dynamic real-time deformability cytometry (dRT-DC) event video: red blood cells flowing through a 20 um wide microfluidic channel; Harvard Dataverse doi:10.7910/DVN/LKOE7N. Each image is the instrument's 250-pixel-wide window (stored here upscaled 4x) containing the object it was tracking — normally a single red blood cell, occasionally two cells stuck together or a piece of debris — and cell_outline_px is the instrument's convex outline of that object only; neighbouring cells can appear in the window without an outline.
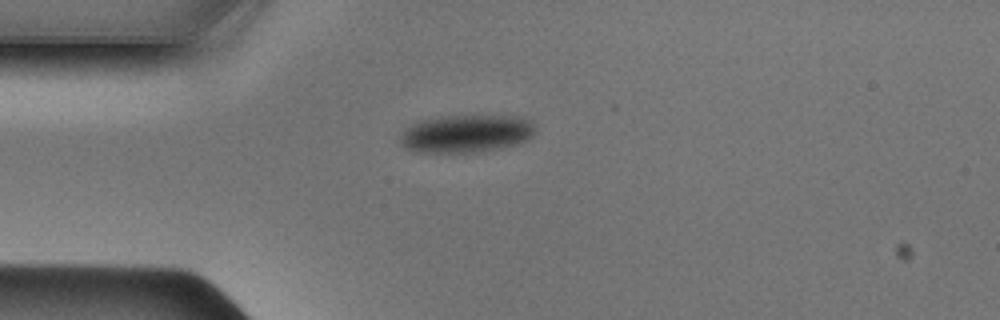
{"species": "Egyptian fruit bat (a non-hibernating species)", "species_latin": "Rousettus aegyptiacus", "temperature_condition": "cold", "stored_images_in_passage": 37, "camera_frame_rate_fps": 3000, "um_per_image_px": 0.085, "animal": {"sex": "male"}, "frame": {"image": 1, "passage_image": 1, "time_ms": 0.0, "image_size_px": [1000, 320], "cell_outline_px": [[536, 132], [528, 140], [520, 144], [480, 152], [416, 152], [404, 148], [400, 144], [400, 136], [412, 124], [420, 120], [440, 116], [520, 116], [536, 124]], "centroid_in_image_um": [39.67, 11.36], "position_along_channel_um": 45.3, "area_um2": 30.06}}
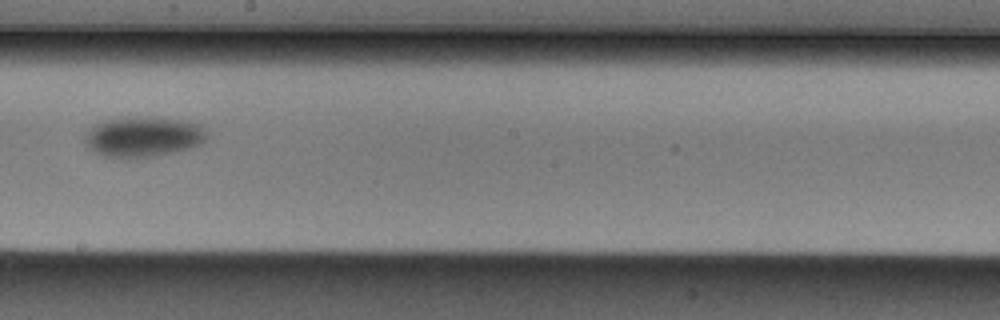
{"frame": {"image": 2, "passage_image": 16, "time_ms": 5.0, "image_size_px": [1000, 320], "cell_outline_px": [[208, 140], [192, 148], [156, 156], [128, 160], [104, 156], [88, 148], [84, 144], [84, 136], [96, 124], [104, 120], [128, 116], [148, 116], [184, 120], [200, 124], [204, 128], [208, 136]], "centroid_in_image_um": [12.19, 11.63], "position_along_channel_um": 236.0, "area_um2": 29.54}}
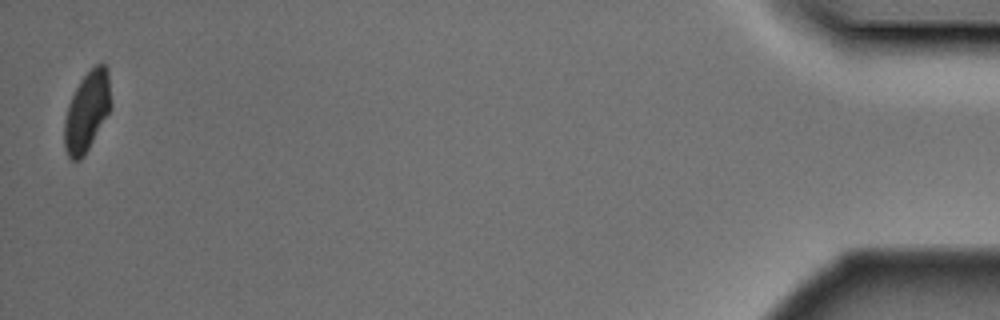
{"frame": {"image": 3, "passage_image": 37, "time_ms": 12.0, "image_size_px": [1000, 320], "cell_outline_px": [[112, 104], [108, 112], [84, 156], [80, 160], [72, 160], [68, 156], [64, 148], [64, 120], [68, 104], [80, 80], [96, 64], [104, 64], [108, 68]], "centroid_in_image_um": [7.38, 9.46], "position_along_channel_um": 427.8, "area_um2": 21.5}}